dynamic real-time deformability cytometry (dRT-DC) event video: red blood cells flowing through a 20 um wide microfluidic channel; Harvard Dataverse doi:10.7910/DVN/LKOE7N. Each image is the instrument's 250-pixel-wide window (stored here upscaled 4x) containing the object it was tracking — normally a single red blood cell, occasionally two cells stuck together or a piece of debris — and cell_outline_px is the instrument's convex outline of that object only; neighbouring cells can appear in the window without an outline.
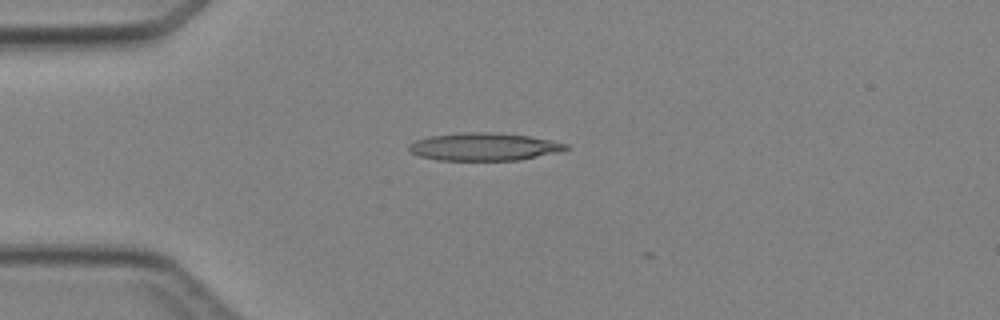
{"species": "Egyptian fruit bat (a non-hibernating species)", "species_latin": "Rousettus aegyptiacus", "temperature_condition": "cold", "stored_images_in_passage": 4, "camera_frame_rate_fps": 3000, "um_per_image_px": 0.085, "animal": {"sex": "female"}, "frame": {"image": 1, "passage_image": 3, "time_ms": 3.333, "image_size_px": [1000, 320], "cell_outline_px": [[568, 148], [560, 152], [520, 160], [436, 160], [420, 156], [412, 152], [408, 148], [408, 144], [416, 140], [428, 136], [460, 132], [496, 132], [528, 136], [568, 144]], "centroid_in_image_um": [41.12, 12.47], "position_along_channel_um": 43.9, "area_um2": 25.43}}